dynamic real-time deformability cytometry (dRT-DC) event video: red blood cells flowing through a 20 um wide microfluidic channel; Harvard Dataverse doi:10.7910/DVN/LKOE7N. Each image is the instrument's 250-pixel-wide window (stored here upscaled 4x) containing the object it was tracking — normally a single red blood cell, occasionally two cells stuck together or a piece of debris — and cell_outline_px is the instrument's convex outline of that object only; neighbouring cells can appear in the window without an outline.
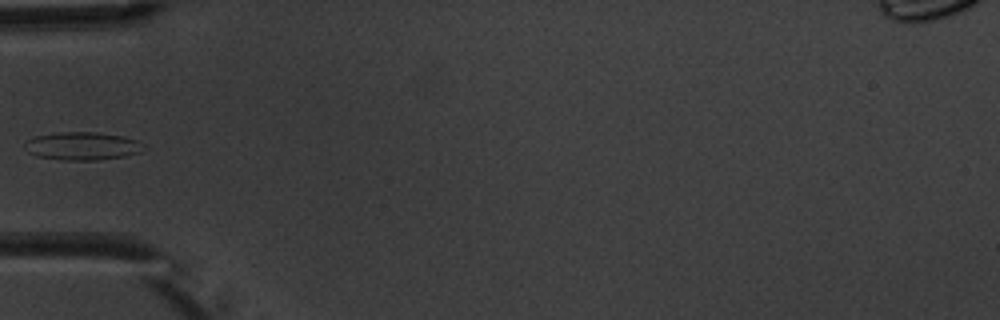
{"species": "common noctule bat (a hibernating species)", "species_latin": "Nyctalus noctula", "temperature_condition": "warm", "stored_images_in_passage": 7, "camera_frame_rate_fps": 3000, "um_per_image_px": 0.085, "animal": {"sex": "male", "body_mass_g": 20.1, "forearm_length_mm": 53.5}, "frame": {"image": 1, "passage_image": 6, "time_ms": 5.667, "image_size_px": [1000, 320], "cell_outline_px": [[148, 148], [140, 152], [124, 156], [96, 160], [60, 160], [36, 156], [28, 152], [24, 144], [28, 140], [36, 136], [60, 132], [96, 132], [124, 136], [136, 140]], "centroid_in_image_um": [7.02, 12.41], "position_along_channel_um": 78.0, "area_um2": 19.42}}